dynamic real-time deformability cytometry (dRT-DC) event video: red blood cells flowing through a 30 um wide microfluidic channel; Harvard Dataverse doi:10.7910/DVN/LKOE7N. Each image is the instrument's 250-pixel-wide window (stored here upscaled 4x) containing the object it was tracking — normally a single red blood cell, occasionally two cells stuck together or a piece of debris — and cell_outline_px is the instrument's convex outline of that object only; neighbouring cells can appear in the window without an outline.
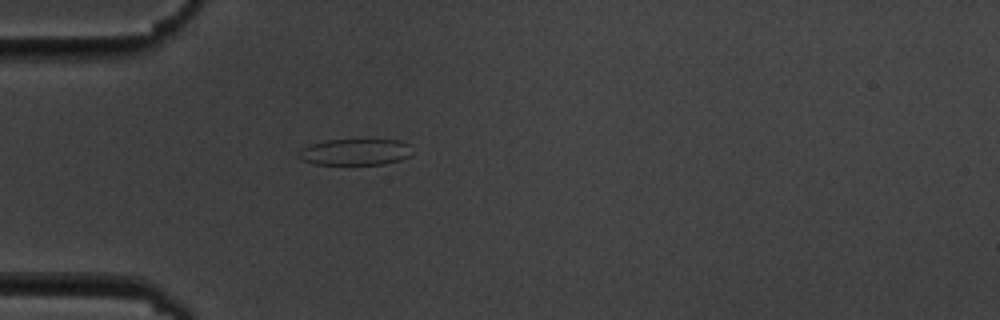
{"species": "common noctule bat (a hibernating species)", "species_latin": "Nyctalus noctula", "temperature_condition": "cold", "stored_images_in_passage": 5, "camera_frame_rate_fps": 3000, "um_per_image_px": 0.085, "animal": {"sex": "male", "body_mass_g": 19.5, "forearm_length_mm": 54.6}, "frame": {"image": 1, "passage_image": 5, "time_ms": 4.667, "image_size_px": [1000, 320], "cell_outline_px": [[408, 156], [400, 160], [384, 164], [316, 164], [300, 160], [296, 156], [300, 148], [312, 144], [328, 140], [400, 140], [408, 144]], "centroid_in_image_um": [30.1, 12.92], "position_along_channel_um": 54.9, "area_um2": 17.22}}